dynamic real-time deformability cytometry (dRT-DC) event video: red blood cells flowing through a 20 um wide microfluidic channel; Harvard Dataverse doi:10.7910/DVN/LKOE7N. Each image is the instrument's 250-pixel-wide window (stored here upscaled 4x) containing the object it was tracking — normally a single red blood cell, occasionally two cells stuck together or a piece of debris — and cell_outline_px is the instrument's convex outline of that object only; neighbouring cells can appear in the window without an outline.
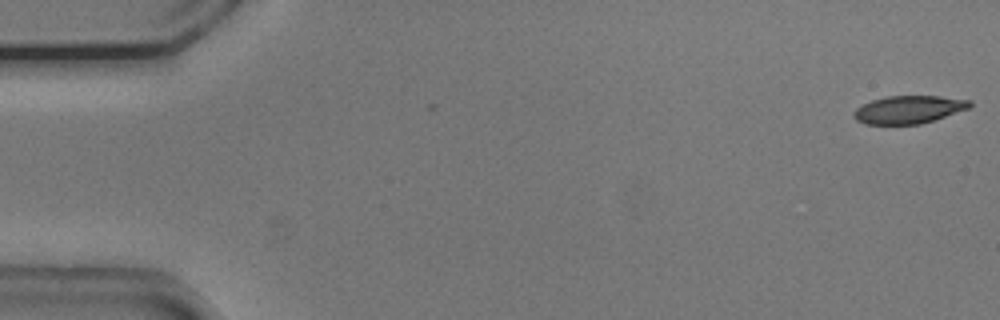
{"species": "common noctule bat (a hibernating species)", "species_latin": "Nyctalus noctula", "temperature_condition": "cold", "stored_images_in_passage": 3, "camera_frame_rate_fps": 3000, "um_per_image_px": 0.085, "animal": {"sex": "male", "body_mass_g": 20.5, "forearm_length_mm": 52.5}, "frame": {"image": 1, "passage_image": 1, "time_ms": 0.0, "image_size_px": [1000, 320], "cell_outline_px": [[972, 104], [968, 108], [920, 124], [864, 124], [856, 120], [852, 116], [856, 108], [872, 100], [888, 96], [940, 96], [972, 100]], "centroid_in_image_um": [77.21, 9.31], "position_along_channel_um": 7.8, "area_um2": 18.61}}